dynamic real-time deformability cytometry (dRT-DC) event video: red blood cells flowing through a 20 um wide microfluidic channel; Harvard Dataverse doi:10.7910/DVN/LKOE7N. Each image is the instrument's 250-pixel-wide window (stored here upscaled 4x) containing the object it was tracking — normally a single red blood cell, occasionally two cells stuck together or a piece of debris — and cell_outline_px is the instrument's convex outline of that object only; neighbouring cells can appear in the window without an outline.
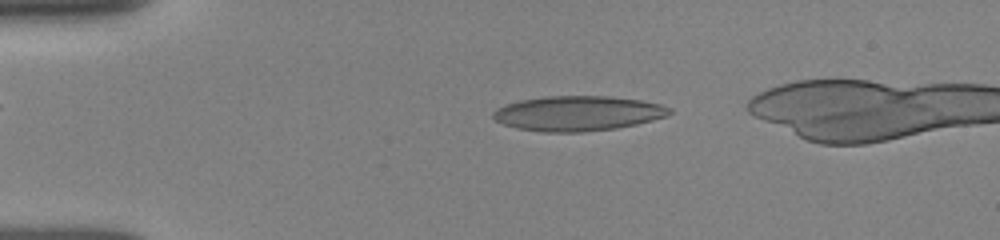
{"species": "human", "species_latin": "Homo sapiens", "temperature_condition": "room temperature", "stored_images_in_passage": 11, "camera_frame_rate_fps": 3000, "um_per_image_px": 0.085, "donor": {"sex": "female"}, "frame": {"image": 1, "passage_image": 4, "time_ms": 1.333, "image_size_px": [1000, 240], "cell_outline_px": [[672, 112], [668, 116], [636, 124], [616, 128], [584, 132], [544, 132], [516, 128], [504, 124], [496, 120], [492, 116], [492, 112], [496, 108], [504, 104], [520, 100], [544, 96], [612, 96], [640, 100], [660, 104], [672, 108]], "centroid_in_image_um": [49.11, 9.63], "position_along_channel_um": 35.9, "area_um2": 36.13}}
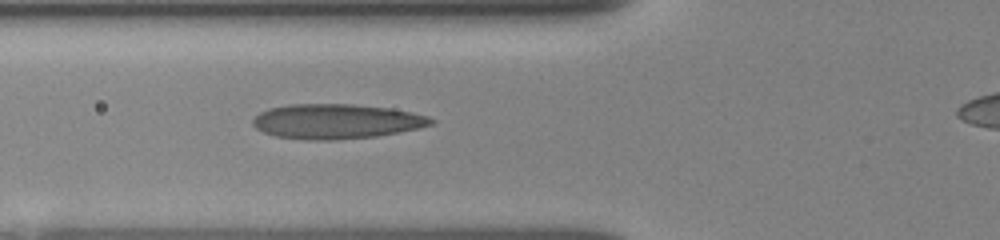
{"frame": {"image": 2, "passage_image": 9, "time_ms": 4.0, "image_size_px": [1000, 240], "cell_outline_px": [[436, 120], [432, 124], [420, 128], [376, 136], [336, 140], [308, 140], [276, 136], [264, 132], [256, 128], [252, 124], [252, 120], [260, 112], [268, 108], [292, 104], [352, 104], [388, 108], [412, 112], [428, 116]], "centroid_in_image_um": [28.59, 10.32], "position_along_channel_um": 97.2, "area_um2": 36.13}}